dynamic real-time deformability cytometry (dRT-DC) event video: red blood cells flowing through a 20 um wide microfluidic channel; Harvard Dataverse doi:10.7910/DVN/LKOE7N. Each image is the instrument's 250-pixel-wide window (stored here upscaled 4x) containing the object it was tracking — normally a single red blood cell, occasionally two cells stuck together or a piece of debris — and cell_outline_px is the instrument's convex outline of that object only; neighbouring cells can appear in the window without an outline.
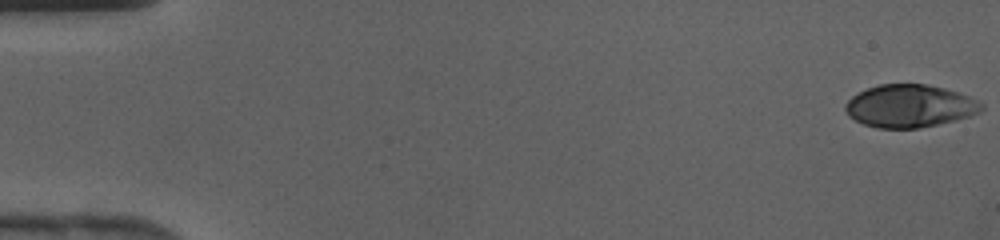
{"species": "human", "species_latin": "Homo sapiens", "temperature_condition": "cold", "stored_images_in_passage": 43, "camera_frame_rate_fps": 3000, "um_per_image_px": 0.085, "donor": {"sex": "female"}, "frame": {"image": 1, "passage_image": 1, "time_ms": 0.0, "image_size_px": [1000, 240], "cell_outline_px": [[984, 108], [980, 112], [956, 120], [916, 128], [876, 128], [864, 124], [848, 116], [844, 108], [844, 104], [852, 96], [868, 88], [880, 84], [928, 84], [944, 88], [968, 96], [984, 104]], "centroid_in_image_um": [77.31, 9.01], "position_along_channel_um": 7.7, "area_um2": 33.7}}
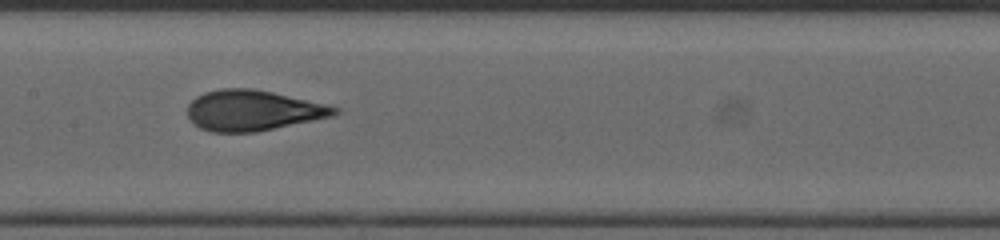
{"frame": {"image": 2, "passage_image": 22, "time_ms": 7.0, "image_size_px": [1000, 240], "cell_outline_px": [[340, 112], [332, 116], [256, 132], [212, 132], [200, 128], [188, 120], [188, 104], [196, 96], [204, 92], [220, 88], [252, 88], [272, 92], [324, 104], [340, 108]], "centroid_in_image_um": [21.44, 9.39], "position_along_channel_um": 186.0, "area_um2": 34.62}}
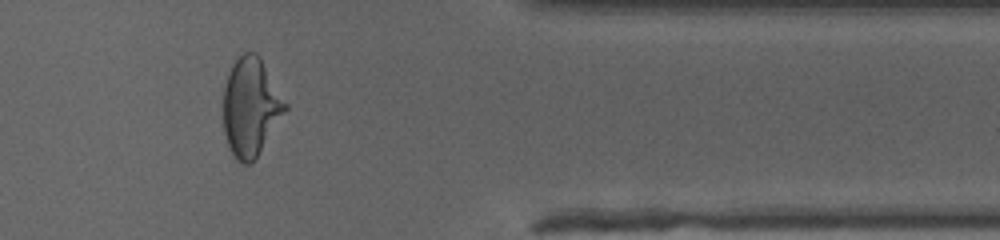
{"frame": {"image": 3, "passage_image": 36, "time_ms": 11.667, "image_size_px": [1000, 240], "cell_outline_px": [[288, 108], [256, 156], [248, 164], [244, 164], [236, 160], [228, 144], [224, 132], [224, 84], [228, 72], [232, 64], [244, 52], [256, 52], [260, 56], [288, 104]], "centroid_in_image_um": [21.31, 9.05], "position_along_channel_um": 390.1, "area_um2": 35.14}}